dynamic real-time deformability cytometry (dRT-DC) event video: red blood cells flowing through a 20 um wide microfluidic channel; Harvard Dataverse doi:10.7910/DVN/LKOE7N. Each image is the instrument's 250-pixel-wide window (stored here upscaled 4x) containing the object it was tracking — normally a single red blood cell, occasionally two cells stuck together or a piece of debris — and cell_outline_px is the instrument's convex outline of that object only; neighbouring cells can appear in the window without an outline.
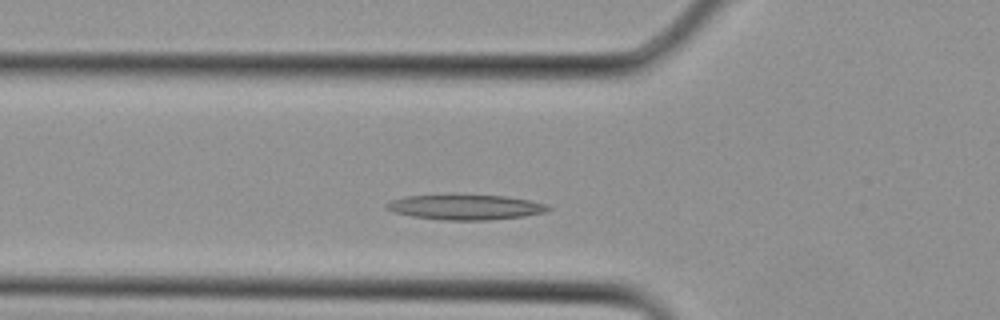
{"species": "Egyptian fruit bat (a non-hibernating species)", "species_latin": "Rousettus aegyptiacus", "temperature_condition": "cold", "stored_images_in_passage": 23, "camera_frame_rate_fps": 3000, "um_per_image_px": 0.085, "animal": {"sex": "female"}, "frame": {"image": 1, "passage_image": 3, "time_ms": 0.667, "image_size_px": [1000, 320], "cell_outline_px": [[552, 208], [544, 212], [524, 216], [488, 220], [440, 220], [412, 216], [396, 212], [384, 208], [384, 204], [388, 200], [404, 196], [452, 192], [504, 196], [528, 200], [548, 204]], "centroid_in_image_um": [39.48, 17.56], "position_along_channel_um": 86.3, "area_um2": 24.74}}
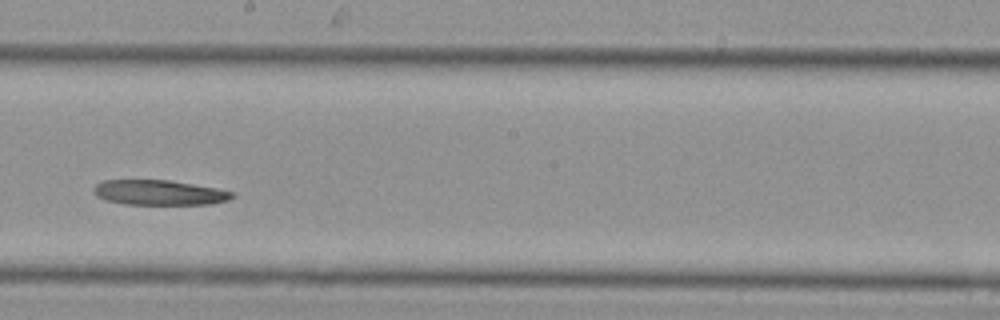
{"frame": {"image": 2, "passage_image": 10, "time_ms": 3.0, "image_size_px": [1000, 320], "cell_outline_px": [[236, 196], [228, 200], [212, 204], [124, 204], [108, 200], [96, 196], [92, 192], [92, 188], [96, 184], [104, 180], [168, 180], [216, 188], [236, 192]], "centroid_in_image_um": [13.55, 16.37], "position_along_channel_um": 234.7, "area_um2": 20.23}}
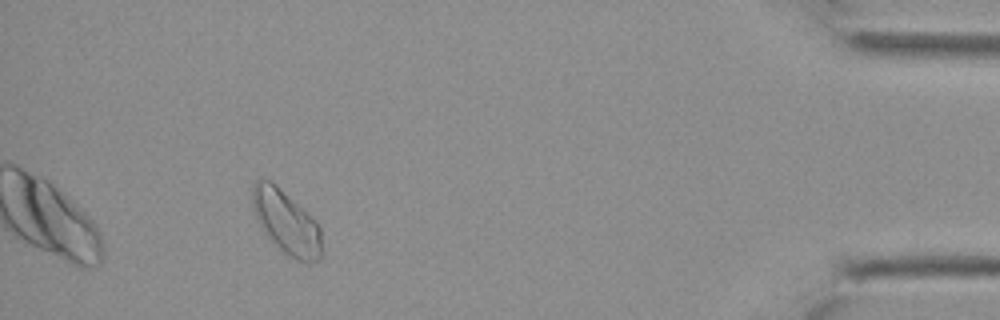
{"frame": {"image": 3, "passage_image": 21, "time_ms": 6.667, "image_size_px": [1000, 320], "cell_outline_px": [[320, 256], [312, 264], [308, 264], [296, 260], [284, 252], [260, 228], [252, 208], [252, 184], [256, 180], [268, 180], [276, 184], [308, 212], [316, 220], [320, 228]], "centroid_in_image_um": [24.31, 18.87], "position_along_channel_um": 410.9, "area_um2": 25.66}}